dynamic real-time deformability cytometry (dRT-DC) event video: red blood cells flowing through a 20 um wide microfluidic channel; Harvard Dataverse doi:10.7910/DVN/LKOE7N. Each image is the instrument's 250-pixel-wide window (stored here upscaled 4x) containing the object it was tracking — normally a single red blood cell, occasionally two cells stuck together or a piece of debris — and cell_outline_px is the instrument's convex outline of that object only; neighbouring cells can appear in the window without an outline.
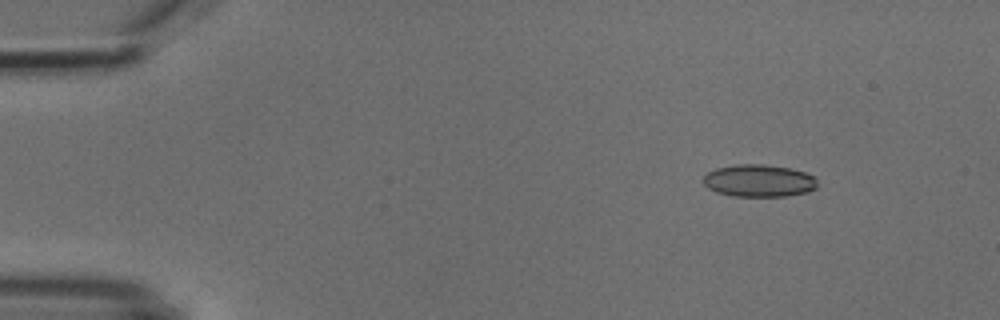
{"species": "common noctule bat (a hibernating species)", "species_latin": "Nyctalus noctula", "temperature_condition": "cold", "stored_images_in_passage": 5, "camera_frame_rate_fps": 3000, "um_per_image_px": 0.085, "animal": {"sex": "male", "body_mass_g": 18.8}, "frame": {"image": 1, "passage_image": 1, "time_ms": 0.0, "image_size_px": [1000, 320], "cell_outline_px": [[816, 188], [808, 192], [788, 196], [732, 196], [716, 192], [708, 188], [704, 184], [704, 176], [708, 172], [716, 168], [736, 164], [764, 164], [788, 168], [804, 172], [812, 176], [816, 180]], "centroid_in_image_um": [64.49, 15.36], "position_along_channel_um": 20.5, "area_um2": 21.44}}
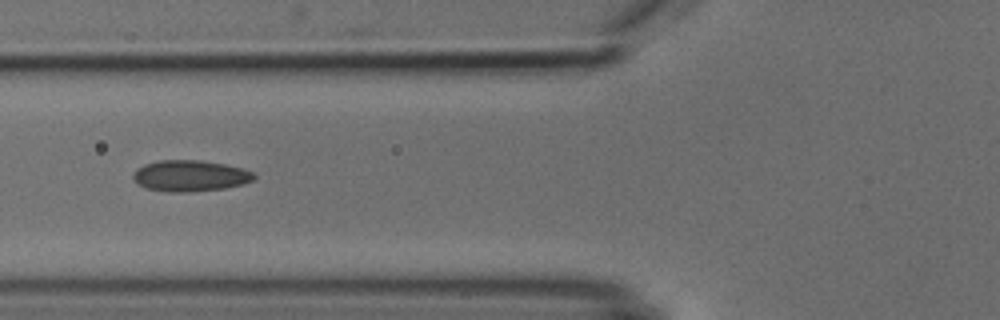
{"frame": {"image": 2, "passage_image": 5, "time_ms": 4.667, "image_size_px": [1000, 320], "cell_outline_px": [[256, 176], [252, 180], [244, 184], [224, 188], [188, 192], [168, 192], [148, 188], [140, 184], [132, 176], [132, 172], [136, 168], [144, 164], [160, 160], [200, 160], [224, 164], [244, 168], [252, 172]], "centroid_in_image_um": [16.17, 14.93], "position_along_channel_um": 109.6, "area_um2": 21.91}}